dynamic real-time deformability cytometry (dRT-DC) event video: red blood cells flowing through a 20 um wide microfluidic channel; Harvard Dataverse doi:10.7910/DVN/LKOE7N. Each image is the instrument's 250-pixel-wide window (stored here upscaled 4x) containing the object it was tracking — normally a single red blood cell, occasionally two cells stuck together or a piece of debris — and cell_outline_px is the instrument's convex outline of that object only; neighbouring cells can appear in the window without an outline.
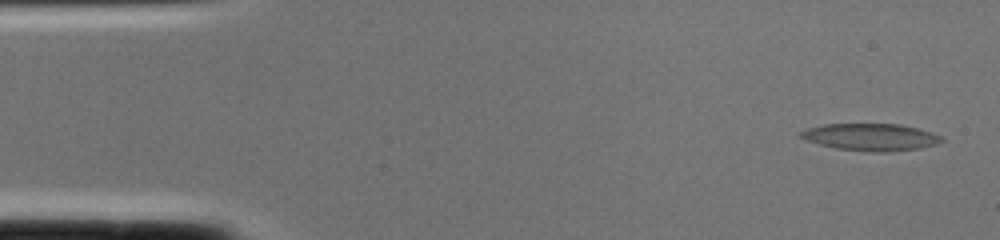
{"species": "common noctule bat (a hibernating species)", "species_latin": "Nyctalus noctula", "temperature_condition": "cold", "stored_images_in_passage": 2, "camera_frame_rate_fps": 3000, "um_per_image_px": 0.085, "animal": {"sex": "female", "body_mass_g": 22.0, "forearm_length_mm": 56.7}, "frame": {"image": 1, "passage_image": 1, "time_ms": 0.0, "image_size_px": [1000, 240], "cell_outline_px": [[944, 140], [936, 144], [920, 148], [888, 152], [872, 152], [836, 148], [820, 144], [808, 140], [800, 136], [800, 132], [808, 128], [824, 124], [900, 124], [932, 132], [944, 136]], "centroid_in_image_um": [74.07, 11.65], "position_along_channel_um": 10.9, "area_um2": 22.14}}
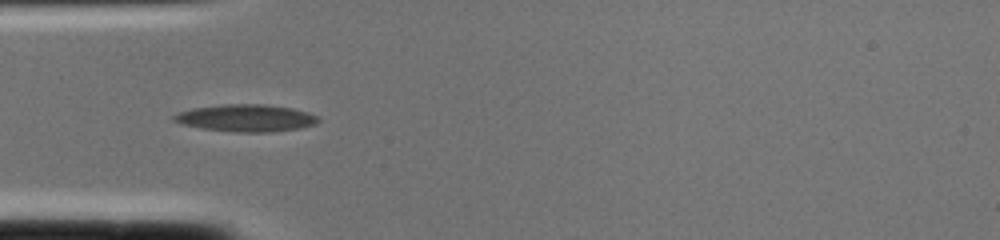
{"frame": {"image": 2, "passage_image": 2, "time_ms": 0.333, "image_size_px": [1000, 240], "cell_outline_px": [[320, 120], [316, 124], [300, 128], [268, 132], [236, 132], [200, 128], [180, 124], [172, 120], [172, 116], [176, 112], [192, 108], [224, 104], [264, 104], [292, 108], [308, 112], [320, 116]], "centroid_in_image_um": [20.89, 10.03], "position_along_channel_um": 64.1, "area_um2": 23.12}}